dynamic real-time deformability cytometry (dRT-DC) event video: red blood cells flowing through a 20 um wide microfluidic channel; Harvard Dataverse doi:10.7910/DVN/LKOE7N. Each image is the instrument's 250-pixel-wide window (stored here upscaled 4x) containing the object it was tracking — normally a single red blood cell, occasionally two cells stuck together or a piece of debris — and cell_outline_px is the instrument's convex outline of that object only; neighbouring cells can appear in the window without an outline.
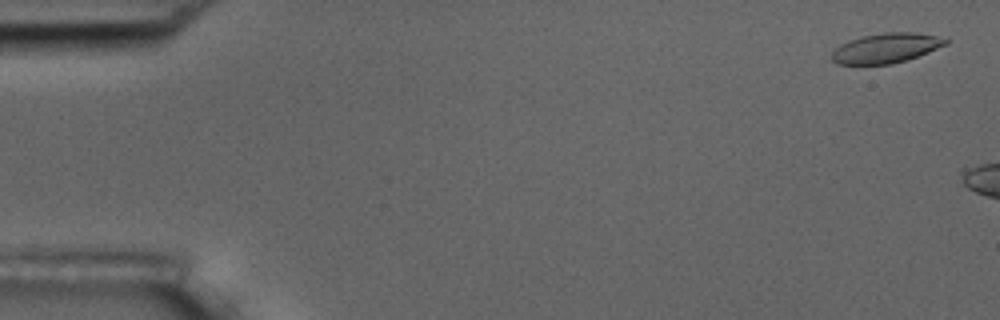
{"species": "common noctule bat (a hibernating species)", "species_latin": "Nyctalus noctula", "temperature_condition": "room temperature", "stored_images_in_passage": 3, "camera_frame_rate_fps": 3000, "um_per_image_px": 0.085, "animal": {"sex": "male", "body_mass_g": 17.5, "forearm_length_mm": 52.3}, "frame": {"image": 1, "passage_image": 1, "time_ms": 0.0, "image_size_px": [1000, 320], "cell_outline_px": [[948, 44], [928, 52], [892, 64], [836, 64], [832, 60], [832, 52], [840, 44], [848, 40], [860, 36], [884, 32], [912, 32], [948, 36]], "centroid_in_image_um": [75.35, 4.06], "position_along_channel_um": 9.6, "area_um2": 20.0}}